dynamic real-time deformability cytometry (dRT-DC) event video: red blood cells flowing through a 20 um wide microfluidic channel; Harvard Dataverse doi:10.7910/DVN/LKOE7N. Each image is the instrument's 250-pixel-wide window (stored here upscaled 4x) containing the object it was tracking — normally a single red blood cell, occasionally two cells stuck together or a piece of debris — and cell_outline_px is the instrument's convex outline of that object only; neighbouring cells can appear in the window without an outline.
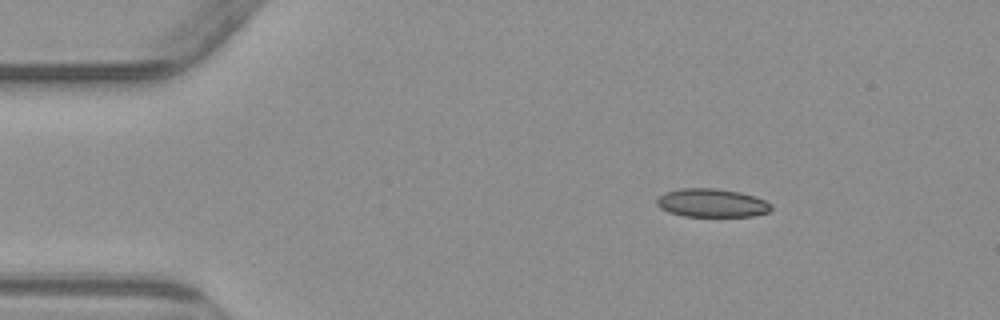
{"species": "common noctule bat (a hibernating species)", "species_latin": "Nyctalus noctula", "temperature_condition": "warm", "stored_images_in_passage": 4, "camera_frame_rate_fps": 3000, "um_per_image_px": 0.085, "animal": {"sex": "male", "body_mass_g": 23.1, "forearm_length_mm": 52.7}, "frame": {"image": 1, "passage_image": 2, "time_ms": 1.0, "image_size_px": [1000, 320], "cell_outline_px": [[772, 208], [768, 212], [752, 216], [684, 216], [668, 212], [660, 208], [656, 204], [656, 200], [664, 192], [680, 188], [716, 188], [740, 192], [756, 196], [772, 204]], "centroid_in_image_um": [60.5, 17.24], "position_along_channel_um": 24.5, "area_um2": 19.07}}